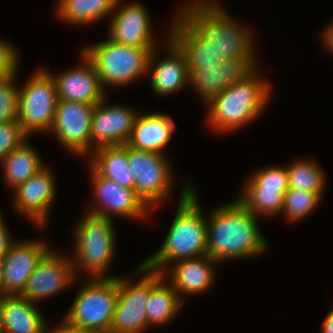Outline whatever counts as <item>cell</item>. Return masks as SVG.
Listing matches in <instances>:
<instances>
[{
	"label": "cell",
	"instance_id": "25",
	"mask_svg": "<svg viewBox=\"0 0 333 333\" xmlns=\"http://www.w3.org/2000/svg\"><path fill=\"white\" fill-rule=\"evenodd\" d=\"M183 304L177 291L164 275L150 270V297L146 305L149 326L167 324L176 317Z\"/></svg>",
	"mask_w": 333,
	"mask_h": 333
},
{
	"label": "cell",
	"instance_id": "21",
	"mask_svg": "<svg viewBox=\"0 0 333 333\" xmlns=\"http://www.w3.org/2000/svg\"><path fill=\"white\" fill-rule=\"evenodd\" d=\"M216 263L218 262L209 255L179 260L172 263L173 270L168 271L169 275L166 272L162 274L184 302L187 295H200L210 289L216 275L215 267L213 268Z\"/></svg>",
	"mask_w": 333,
	"mask_h": 333
},
{
	"label": "cell",
	"instance_id": "15",
	"mask_svg": "<svg viewBox=\"0 0 333 333\" xmlns=\"http://www.w3.org/2000/svg\"><path fill=\"white\" fill-rule=\"evenodd\" d=\"M46 165L27 181L13 189L14 207L37 226L46 225L50 208L56 198V181Z\"/></svg>",
	"mask_w": 333,
	"mask_h": 333
},
{
	"label": "cell",
	"instance_id": "9",
	"mask_svg": "<svg viewBox=\"0 0 333 333\" xmlns=\"http://www.w3.org/2000/svg\"><path fill=\"white\" fill-rule=\"evenodd\" d=\"M128 162L132 168L136 194L149 208L153 209L170 199L174 174L165 153L128 146Z\"/></svg>",
	"mask_w": 333,
	"mask_h": 333
},
{
	"label": "cell",
	"instance_id": "36",
	"mask_svg": "<svg viewBox=\"0 0 333 333\" xmlns=\"http://www.w3.org/2000/svg\"><path fill=\"white\" fill-rule=\"evenodd\" d=\"M2 214H0V258L2 259L4 255L10 250L12 244L16 241L13 240L8 227L3 221Z\"/></svg>",
	"mask_w": 333,
	"mask_h": 333
},
{
	"label": "cell",
	"instance_id": "38",
	"mask_svg": "<svg viewBox=\"0 0 333 333\" xmlns=\"http://www.w3.org/2000/svg\"><path fill=\"white\" fill-rule=\"evenodd\" d=\"M323 33V43L328 50L333 52V22L329 24L328 28H326Z\"/></svg>",
	"mask_w": 333,
	"mask_h": 333
},
{
	"label": "cell",
	"instance_id": "35",
	"mask_svg": "<svg viewBox=\"0 0 333 333\" xmlns=\"http://www.w3.org/2000/svg\"><path fill=\"white\" fill-rule=\"evenodd\" d=\"M9 42L0 38V77H6L18 71L19 52Z\"/></svg>",
	"mask_w": 333,
	"mask_h": 333
},
{
	"label": "cell",
	"instance_id": "13",
	"mask_svg": "<svg viewBox=\"0 0 333 333\" xmlns=\"http://www.w3.org/2000/svg\"><path fill=\"white\" fill-rule=\"evenodd\" d=\"M90 178L95 203L88 213L113 219L118 216L124 219H146L150 208L136 194L135 189L118 185L113 180L100 176L90 165ZM98 202V203H97Z\"/></svg>",
	"mask_w": 333,
	"mask_h": 333
},
{
	"label": "cell",
	"instance_id": "28",
	"mask_svg": "<svg viewBox=\"0 0 333 333\" xmlns=\"http://www.w3.org/2000/svg\"><path fill=\"white\" fill-rule=\"evenodd\" d=\"M118 0H59V19L74 25H86L110 17Z\"/></svg>",
	"mask_w": 333,
	"mask_h": 333
},
{
	"label": "cell",
	"instance_id": "4",
	"mask_svg": "<svg viewBox=\"0 0 333 333\" xmlns=\"http://www.w3.org/2000/svg\"><path fill=\"white\" fill-rule=\"evenodd\" d=\"M258 71L247 80L229 85L206 103L208 126L216 132H229L261 116L269 102L271 86L268 81L258 78Z\"/></svg>",
	"mask_w": 333,
	"mask_h": 333
},
{
	"label": "cell",
	"instance_id": "12",
	"mask_svg": "<svg viewBox=\"0 0 333 333\" xmlns=\"http://www.w3.org/2000/svg\"><path fill=\"white\" fill-rule=\"evenodd\" d=\"M95 105L58 100L51 127L63 148L77 156L91 153V120Z\"/></svg>",
	"mask_w": 333,
	"mask_h": 333
},
{
	"label": "cell",
	"instance_id": "10",
	"mask_svg": "<svg viewBox=\"0 0 333 333\" xmlns=\"http://www.w3.org/2000/svg\"><path fill=\"white\" fill-rule=\"evenodd\" d=\"M135 275L142 274L136 283L129 276H118L117 301L110 324V333H142L149 324L146 305L150 297V269L140 263Z\"/></svg>",
	"mask_w": 333,
	"mask_h": 333
},
{
	"label": "cell",
	"instance_id": "31",
	"mask_svg": "<svg viewBox=\"0 0 333 333\" xmlns=\"http://www.w3.org/2000/svg\"><path fill=\"white\" fill-rule=\"evenodd\" d=\"M190 85L197 95L207 103L211 98L222 92L228 85L225 83L224 64L217 67L196 70L190 76Z\"/></svg>",
	"mask_w": 333,
	"mask_h": 333
},
{
	"label": "cell",
	"instance_id": "5",
	"mask_svg": "<svg viewBox=\"0 0 333 333\" xmlns=\"http://www.w3.org/2000/svg\"><path fill=\"white\" fill-rule=\"evenodd\" d=\"M113 219L86 212L75 228V249L71 256L76 275L83 269L90 277H108L106 275L112 261L116 231ZM74 258V259H73Z\"/></svg>",
	"mask_w": 333,
	"mask_h": 333
},
{
	"label": "cell",
	"instance_id": "17",
	"mask_svg": "<svg viewBox=\"0 0 333 333\" xmlns=\"http://www.w3.org/2000/svg\"><path fill=\"white\" fill-rule=\"evenodd\" d=\"M106 99L95 105L92 114L91 152L100 147L127 144L139 114L127 106L109 105Z\"/></svg>",
	"mask_w": 333,
	"mask_h": 333
},
{
	"label": "cell",
	"instance_id": "40",
	"mask_svg": "<svg viewBox=\"0 0 333 333\" xmlns=\"http://www.w3.org/2000/svg\"><path fill=\"white\" fill-rule=\"evenodd\" d=\"M3 262L2 259L0 258V297L3 296Z\"/></svg>",
	"mask_w": 333,
	"mask_h": 333
},
{
	"label": "cell",
	"instance_id": "14",
	"mask_svg": "<svg viewBox=\"0 0 333 333\" xmlns=\"http://www.w3.org/2000/svg\"><path fill=\"white\" fill-rule=\"evenodd\" d=\"M71 256L50 248L37 264L27 280L26 286L19 294L35 303L41 299L59 294L63 288L76 280Z\"/></svg>",
	"mask_w": 333,
	"mask_h": 333
},
{
	"label": "cell",
	"instance_id": "20",
	"mask_svg": "<svg viewBox=\"0 0 333 333\" xmlns=\"http://www.w3.org/2000/svg\"><path fill=\"white\" fill-rule=\"evenodd\" d=\"M165 41L168 58L154 63L158 51L156 48L151 52L148 62V74L152 69L151 87L159 96L172 95L183 88L190 86L188 65L182 51L168 37ZM154 63V64H153Z\"/></svg>",
	"mask_w": 333,
	"mask_h": 333
},
{
	"label": "cell",
	"instance_id": "29",
	"mask_svg": "<svg viewBox=\"0 0 333 333\" xmlns=\"http://www.w3.org/2000/svg\"><path fill=\"white\" fill-rule=\"evenodd\" d=\"M289 189H300L311 192H324L325 175L318 164L312 160L300 159L287 165Z\"/></svg>",
	"mask_w": 333,
	"mask_h": 333
},
{
	"label": "cell",
	"instance_id": "6",
	"mask_svg": "<svg viewBox=\"0 0 333 333\" xmlns=\"http://www.w3.org/2000/svg\"><path fill=\"white\" fill-rule=\"evenodd\" d=\"M154 49L125 46L108 37L105 41L86 45L82 52L94 64L100 82L107 92L106 86H127L148 73V62Z\"/></svg>",
	"mask_w": 333,
	"mask_h": 333
},
{
	"label": "cell",
	"instance_id": "24",
	"mask_svg": "<svg viewBox=\"0 0 333 333\" xmlns=\"http://www.w3.org/2000/svg\"><path fill=\"white\" fill-rule=\"evenodd\" d=\"M172 22L167 35L184 54L190 76L196 70L217 67L222 63L212 48L178 15Z\"/></svg>",
	"mask_w": 333,
	"mask_h": 333
},
{
	"label": "cell",
	"instance_id": "30",
	"mask_svg": "<svg viewBox=\"0 0 333 333\" xmlns=\"http://www.w3.org/2000/svg\"><path fill=\"white\" fill-rule=\"evenodd\" d=\"M324 192H311L300 189H288L285 193L284 206L281 214L287 221L302 220L320 205Z\"/></svg>",
	"mask_w": 333,
	"mask_h": 333
},
{
	"label": "cell",
	"instance_id": "34",
	"mask_svg": "<svg viewBox=\"0 0 333 333\" xmlns=\"http://www.w3.org/2000/svg\"><path fill=\"white\" fill-rule=\"evenodd\" d=\"M29 135L18 120L0 124V162L13 150L22 145Z\"/></svg>",
	"mask_w": 333,
	"mask_h": 333
},
{
	"label": "cell",
	"instance_id": "32",
	"mask_svg": "<svg viewBox=\"0 0 333 333\" xmlns=\"http://www.w3.org/2000/svg\"><path fill=\"white\" fill-rule=\"evenodd\" d=\"M17 74L0 77V124L18 120V89Z\"/></svg>",
	"mask_w": 333,
	"mask_h": 333
},
{
	"label": "cell",
	"instance_id": "33",
	"mask_svg": "<svg viewBox=\"0 0 333 333\" xmlns=\"http://www.w3.org/2000/svg\"><path fill=\"white\" fill-rule=\"evenodd\" d=\"M255 55L236 56L224 60L225 83L231 84L247 80L258 69Z\"/></svg>",
	"mask_w": 333,
	"mask_h": 333
},
{
	"label": "cell",
	"instance_id": "3",
	"mask_svg": "<svg viewBox=\"0 0 333 333\" xmlns=\"http://www.w3.org/2000/svg\"><path fill=\"white\" fill-rule=\"evenodd\" d=\"M211 1V2H210ZM189 4V5H188ZM177 15L224 60L255 55L252 31L239 25L213 0H194Z\"/></svg>",
	"mask_w": 333,
	"mask_h": 333
},
{
	"label": "cell",
	"instance_id": "23",
	"mask_svg": "<svg viewBox=\"0 0 333 333\" xmlns=\"http://www.w3.org/2000/svg\"><path fill=\"white\" fill-rule=\"evenodd\" d=\"M174 130L175 122L162 112L138 114L127 145L139 150L164 153Z\"/></svg>",
	"mask_w": 333,
	"mask_h": 333
},
{
	"label": "cell",
	"instance_id": "19",
	"mask_svg": "<svg viewBox=\"0 0 333 333\" xmlns=\"http://www.w3.org/2000/svg\"><path fill=\"white\" fill-rule=\"evenodd\" d=\"M81 54V67L79 65L77 68L65 70L56 76L50 71L55 81L57 97L58 100L97 105L107 97L106 91L92 61L84 52Z\"/></svg>",
	"mask_w": 333,
	"mask_h": 333
},
{
	"label": "cell",
	"instance_id": "37",
	"mask_svg": "<svg viewBox=\"0 0 333 333\" xmlns=\"http://www.w3.org/2000/svg\"><path fill=\"white\" fill-rule=\"evenodd\" d=\"M46 324L44 333H101L98 331L87 330L79 327L72 326L68 324L66 321L62 320V322L55 327L54 329L50 330Z\"/></svg>",
	"mask_w": 333,
	"mask_h": 333
},
{
	"label": "cell",
	"instance_id": "1",
	"mask_svg": "<svg viewBox=\"0 0 333 333\" xmlns=\"http://www.w3.org/2000/svg\"><path fill=\"white\" fill-rule=\"evenodd\" d=\"M255 216L238 199L211 211L207 220V255L217 262L252 258L268 246Z\"/></svg>",
	"mask_w": 333,
	"mask_h": 333
},
{
	"label": "cell",
	"instance_id": "7",
	"mask_svg": "<svg viewBox=\"0 0 333 333\" xmlns=\"http://www.w3.org/2000/svg\"><path fill=\"white\" fill-rule=\"evenodd\" d=\"M89 278L79 288L63 320L75 327L110 333L117 301L118 276Z\"/></svg>",
	"mask_w": 333,
	"mask_h": 333
},
{
	"label": "cell",
	"instance_id": "18",
	"mask_svg": "<svg viewBox=\"0 0 333 333\" xmlns=\"http://www.w3.org/2000/svg\"><path fill=\"white\" fill-rule=\"evenodd\" d=\"M49 249L45 240L15 241L2 258L3 295H19Z\"/></svg>",
	"mask_w": 333,
	"mask_h": 333
},
{
	"label": "cell",
	"instance_id": "16",
	"mask_svg": "<svg viewBox=\"0 0 333 333\" xmlns=\"http://www.w3.org/2000/svg\"><path fill=\"white\" fill-rule=\"evenodd\" d=\"M120 2L122 1H117L115 10L111 14L108 37L116 43L129 47L156 48L158 44L152 35L153 26L148 10L136 1L124 6Z\"/></svg>",
	"mask_w": 333,
	"mask_h": 333
},
{
	"label": "cell",
	"instance_id": "26",
	"mask_svg": "<svg viewBox=\"0 0 333 333\" xmlns=\"http://www.w3.org/2000/svg\"><path fill=\"white\" fill-rule=\"evenodd\" d=\"M89 165L102 177L134 189V176L128 162V145L105 146L90 154Z\"/></svg>",
	"mask_w": 333,
	"mask_h": 333
},
{
	"label": "cell",
	"instance_id": "2",
	"mask_svg": "<svg viewBox=\"0 0 333 333\" xmlns=\"http://www.w3.org/2000/svg\"><path fill=\"white\" fill-rule=\"evenodd\" d=\"M186 183L169 231L158 251L142 263L150 270L164 273L179 260L207 255V219L201 210L197 190Z\"/></svg>",
	"mask_w": 333,
	"mask_h": 333
},
{
	"label": "cell",
	"instance_id": "8",
	"mask_svg": "<svg viewBox=\"0 0 333 333\" xmlns=\"http://www.w3.org/2000/svg\"><path fill=\"white\" fill-rule=\"evenodd\" d=\"M58 103L57 90L52 75L39 70L18 89V121L23 130L33 133L51 130Z\"/></svg>",
	"mask_w": 333,
	"mask_h": 333
},
{
	"label": "cell",
	"instance_id": "27",
	"mask_svg": "<svg viewBox=\"0 0 333 333\" xmlns=\"http://www.w3.org/2000/svg\"><path fill=\"white\" fill-rule=\"evenodd\" d=\"M27 141L9 153L0 162L4 170L5 183L12 190L45 166L35 148L28 145Z\"/></svg>",
	"mask_w": 333,
	"mask_h": 333
},
{
	"label": "cell",
	"instance_id": "39",
	"mask_svg": "<svg viewBox=\"0 0 333 333\" xmlns=\"http://www.w3.org/2000/svg\"><path fill=\"white\" fill-rule=\"evenodd\" d=\"M322 324V333H333V309L326 315Z\"/></svg>",
	"mask_w": 333,
	"mask_h": 333
},
{
	"label": "cell",
	"instance_id": "11",
	"mask_svg": "<svg viewBox=\"0 0 333 333\" xmlns=\"http://www.w3.org/2000/svg\"><path fill=\"white\" fill-rule=\"evenodd\" d=\"M287 167L269 166L247 179L238 200L255 216H273L282 212L288 187Z\"/></svg>",
	"mask_w": 333,
	"mask_h": 333
},
{
	"label": "cell",
	"instance_id": "22",
	"mask_svg": "<svg viewBox=\"0 0 333 333\" xmlns=\"http://www.w3.org/2000/svg\"><path fill=\"white\" fill-rule=\"evenodd\" d=\"M42 315L36 303L20 295L0 297V333H44Z\"/></svg>",
	"mask_w": 333,
	"mask_h": 333
}]
</instances>
